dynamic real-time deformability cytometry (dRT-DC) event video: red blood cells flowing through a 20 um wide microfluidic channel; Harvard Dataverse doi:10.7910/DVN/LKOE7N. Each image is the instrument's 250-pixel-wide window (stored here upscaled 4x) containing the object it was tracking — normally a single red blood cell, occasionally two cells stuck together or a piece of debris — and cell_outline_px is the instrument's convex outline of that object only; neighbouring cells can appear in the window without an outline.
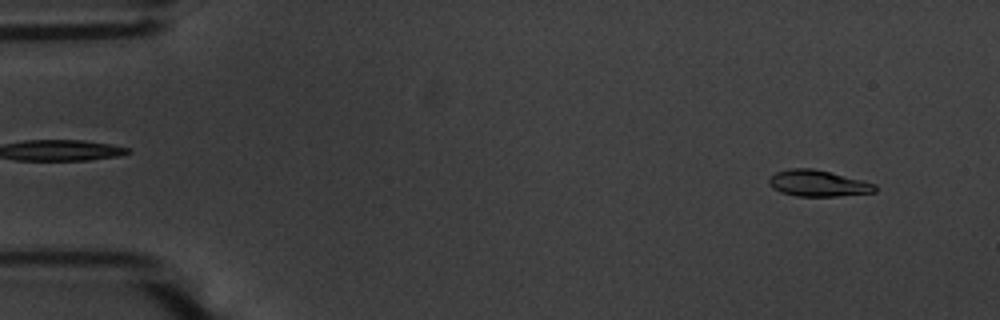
{"species": "common noctule bat (a hibernating species)", "species_latin": "Nyctalus noctula", "temperature_condition": "warm", "stored_images_in_passage": 54, "camera_frame_rate_fps": 3000, "um_per_image_px": 0.085, "animal": {"sex": "male", "body_mass_g": 20.1, "forearm_length_mm": 53.5}, "frame": {"image": 1, "passage_image": 4, "time_ms": 1.0, "image_size_px": [1000, 320], "cell_outline_px": [[876, 192], [840, 196], [796, 196], [780, 192], [772, 188], [768, 184], [768, 180], [776, 172], [788, 168], [812, 168], [876, 184]], "centroid_in_image_um": [69.49, 15.59], "position_along_channel_um": 15.5, "area_um2": 16.13}}
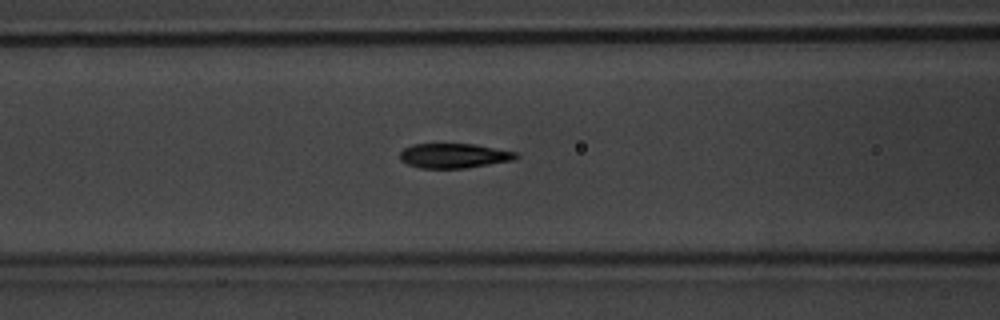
{"frame": {"image": 2, "passage_image": 22, "time_ms": 7.0, "image_size_px": [1000, 320], "cell_outline_px": [[520, 156], [516, 160], [464, 168], [420, 168], [408, 164], [400, 160], [400, 152], [404, 148], [412, 144], [476, 144], [516, 152]], "centroid_in_image_um": [38.61, 13.23], "position_along_channel_um": 128.0, "area_um2": 16.76}}
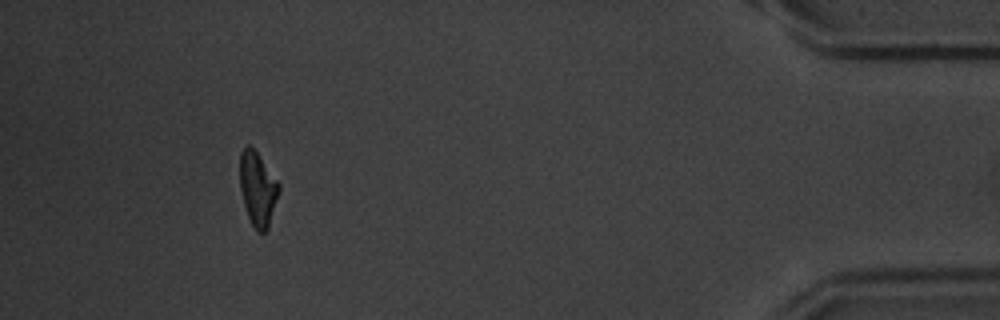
{"frame": {"image": 3, "passage_image": 50, "time_ms": 16.333, "image_size_px": [1000, 320], "cell_outline_px": [[280, 192], [268, 228], [264, 232], [256, 232], [248, 216], [244, 204], [240, 188], [240, 152], [248, 144], [256, 152], [280, 184]], "centroid_in_image_um": [21.91, 16.08], "position_along_channel_um": 413.3, "area_um2": 16.7}, "authors_computed_cell_mechanics": {"area_um2": 17.2533, "velocity_mm_per_s": 3.7023, "shape_relaxation_time_tau1_ms": 3.4899, "shape_relaxation_time_tau2_ms": 1.0834, "deformation_change_tau1": 0.1653, "deformation_change_tau2": 0.0508}}